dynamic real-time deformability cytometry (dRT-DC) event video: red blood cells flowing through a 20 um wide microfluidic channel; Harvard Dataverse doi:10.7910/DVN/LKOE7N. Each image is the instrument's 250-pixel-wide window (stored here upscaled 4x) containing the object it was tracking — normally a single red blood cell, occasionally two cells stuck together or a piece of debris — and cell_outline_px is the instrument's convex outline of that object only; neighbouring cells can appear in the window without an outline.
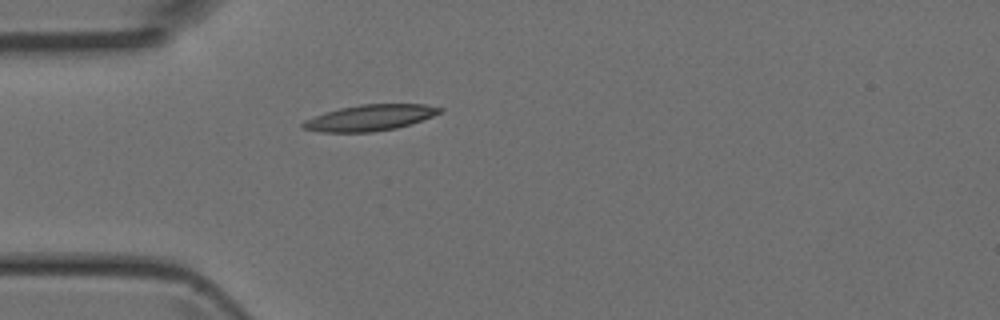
{"species": "Egyptian fruit bat (a non-hibernating species)", "species_latin": "Rousettus aegyptiacus", "temperature_condition": "room temperature", "stored_images_in_passage": 1, "camera_frame_rate_fps": 3000, "um_per_image_px": 0.085, "animal": {"sex": "female"}, "frame": {"image": 1, "passage_image": 1, "time_ms": 0.0, "image_size_px": [1000, 320], "cell_outline_px": [[444, 112], [396, 128], [372, 132], [320, 132], [300, 128], [300, 124], [304, 120], [324, 112], [340, 108], [360, 104], [424, 104], [444, 108]], "centroid_in_image_um": [31.4, 10.0], "position_along_channel_um": 53.6, "area_um2": 20.81}}